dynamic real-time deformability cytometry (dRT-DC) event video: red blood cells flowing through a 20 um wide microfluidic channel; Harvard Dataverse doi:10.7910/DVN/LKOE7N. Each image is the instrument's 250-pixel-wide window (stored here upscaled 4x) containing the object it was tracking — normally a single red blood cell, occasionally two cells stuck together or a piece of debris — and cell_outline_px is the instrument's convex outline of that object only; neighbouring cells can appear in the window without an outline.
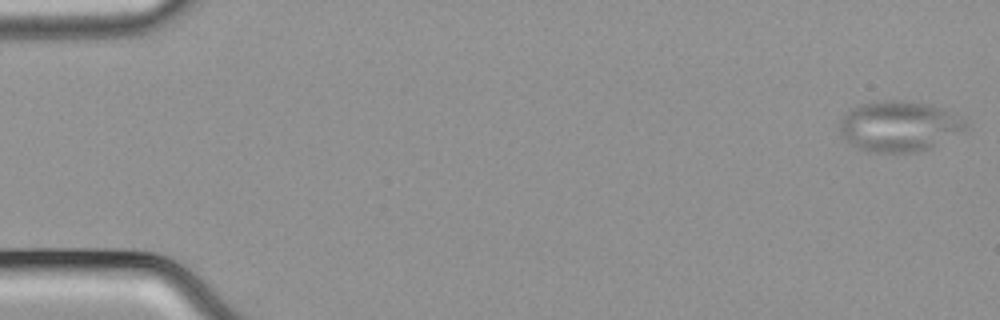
{"species": "common noctule bat (a hibernating species)", "species_latin": "Nyctalus noctula", "temperature_condition": "cold", "stored_images_in_passage": 54, "camera_frame_rate_fps": 3000, "um_per_image_px": 0.085, "animal": {"sex": "male", "body_mass_g": 21.5, "forearm_length_mm": 52.0}, "frame": {"image": 1, "passage_image": 1, "time_ms": 0.0, "image_size_px": [1000, 320], "cell_outline_px": [[968, 128], [932, 148], [916, 152], [868, 152], [856, 148], [840, 132], [840, 120], [848, 108], [860, 104], [876, 100], [904, 100], [928, 104], [944, 108], [964, 120], [968, 124]], "centroid_in_image_um": [76.41, 10.72], "position_along_channel_um": 8.6, "area_um2": 37.4}}
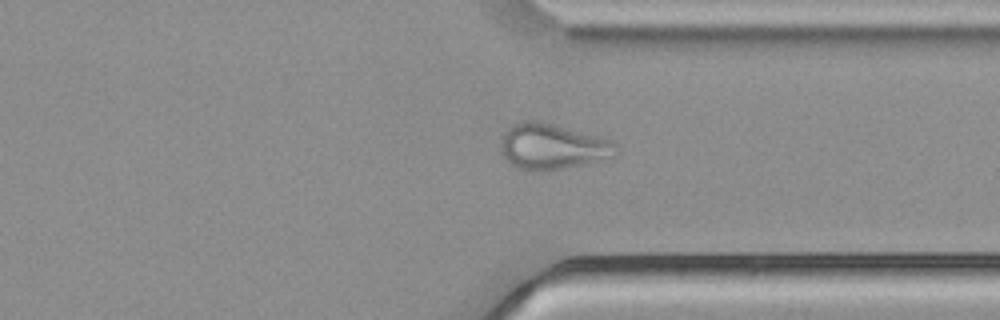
{"frame": {"image": 2, "passage_image": 41, "time_ms": 13.333, "image_size_px": [1000, 320], "cell_outline_px": [[620, 144], [616, 156], [580, 164], [560, 168], [520, 168], [512, 164], [500, 152], [500, 140], [504, 132], [508, 128], [524, 120], [536, 120], [600, 136], [612, 140]], "centroid_in_image_um": [46.99, 12.4], "position_along_channel_um": 364.4, "area_um2": 30.0}}
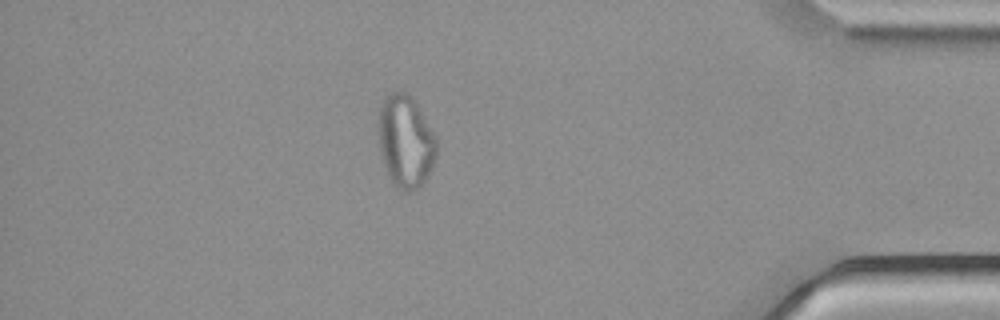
{"frame": {"image": 3, "passage_image": 47, "time_ms": 15.333, "image_size_px": [1000, 320], "cell_outline_px": [[436, 156], [432, 168], [428, 176], [416, 188], [408, 192], [396, 188], [388, 176], [380, 152], [380, 108], [384, 96], [396, 88], [408, 92], [416, 100], [436, 136]], "centroid_in_image_um": [34.49, 11.96], "position_along_channel_um": 400.7, "area_um2": 31.56}}